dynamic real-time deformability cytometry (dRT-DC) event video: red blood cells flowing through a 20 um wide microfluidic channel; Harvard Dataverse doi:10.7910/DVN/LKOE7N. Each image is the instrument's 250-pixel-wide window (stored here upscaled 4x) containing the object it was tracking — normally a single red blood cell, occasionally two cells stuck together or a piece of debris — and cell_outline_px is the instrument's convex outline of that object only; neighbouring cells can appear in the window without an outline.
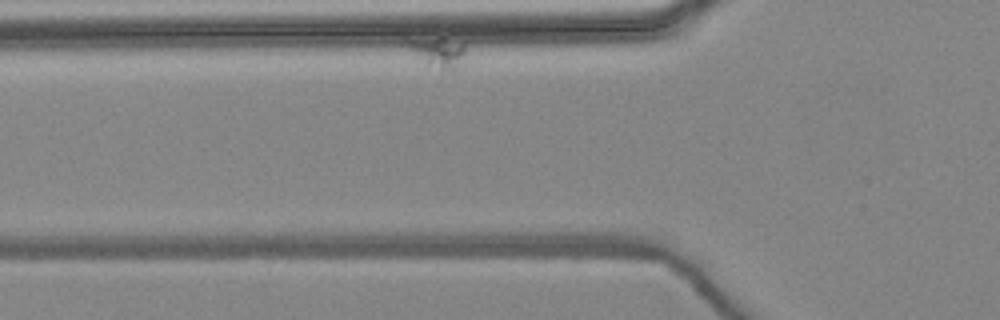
{"species": "common noctule bat (a hibernating species)", "species_latin": "Nyctalus noctula", "temperature_condition": "warm", "stored_images_in_passage": 4, "camera_frame_rate_fps": 3000, "um_per_image_px": 0.085, "animal": {"sex": "female", "body_mass_g": 24.6, "forearm_length_mm": 56.2}, "frame": {"image": 1, "passage_image": 2, "time_ms": 0.333, "image_size_px": [1000, 320], "cell_outline_px": [[464, 52], [456, 68], [440, 68], [428, 64], [408, 44], [404, 36], [440, 28], [464, 44]], "centroid_in_image_um": [37.16, 4.08], "position_along_channel_um": 88.6, "area_um2": 11.44}}